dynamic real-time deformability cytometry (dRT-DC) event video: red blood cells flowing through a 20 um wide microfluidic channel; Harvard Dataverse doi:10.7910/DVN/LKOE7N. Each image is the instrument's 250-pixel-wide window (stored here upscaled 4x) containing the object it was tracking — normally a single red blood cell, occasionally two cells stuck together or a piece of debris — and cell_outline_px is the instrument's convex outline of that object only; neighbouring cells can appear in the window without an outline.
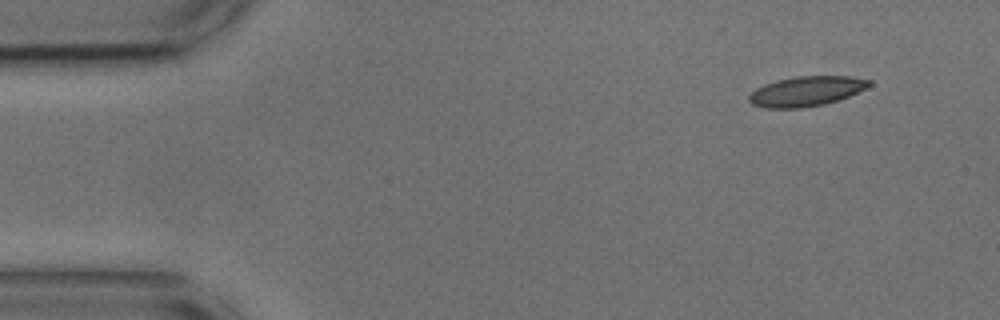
{"species": "common noctule bat (a hibernating species)", "species_latin": "Nyctalus noctula", "temperature_condition": "cold", "stored_images_in_passage": 5, "camera_frame_rate_fps": 3000, "um_per_image_px": 0.085, "animal": {"sex": "male", "body_mass_g": 17.9, "forearm_length_mm": 54.2}, "frame": {"image": 1, "passage_image": 1, "time_ms": 0.0, "image_size_px": [1000, 320], "cell_outline_px": [[872, 84], [868, 88], [848, 96], [824, 104], [804, 108], [764, 108], [752, 104], [748, 100], [748, 96], [756, 88], [764, 84], [776, 80], [796, 76], [852, 76], [872, 80]], "centroid_in_image_um": [68.54, 7.75], "position_along_channel_um": 16.5, "area_um2": 21.1}}
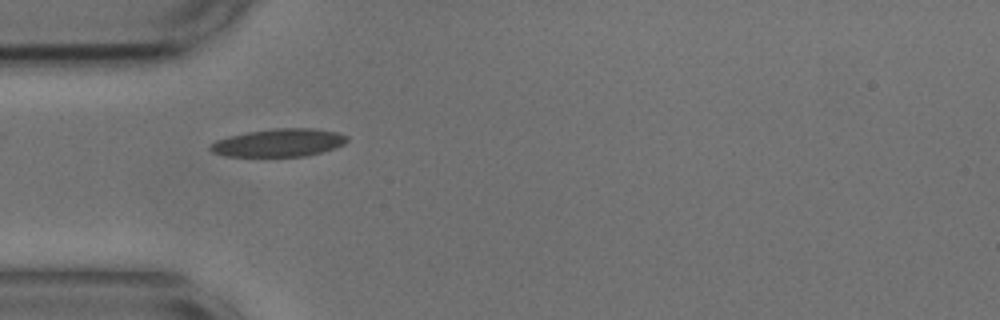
{"frame": {"image": 2, "passage_image": 4, "time_ms": 1.0, "image_size_px": [1000, 320], "cell_outline_px": [[348, 140], [344, 144], [336, 148], [304, 156], [224, 156], [212, 152], [208, 148], [216, 140], [228, 136], [248, 132], [276, 128], [316, 128], [336, 132], [348, 136]], "centroid_in_image_um": [23.71, 12.13], "position_along_channel_um": 61.3, "area_um2": 22.2}}